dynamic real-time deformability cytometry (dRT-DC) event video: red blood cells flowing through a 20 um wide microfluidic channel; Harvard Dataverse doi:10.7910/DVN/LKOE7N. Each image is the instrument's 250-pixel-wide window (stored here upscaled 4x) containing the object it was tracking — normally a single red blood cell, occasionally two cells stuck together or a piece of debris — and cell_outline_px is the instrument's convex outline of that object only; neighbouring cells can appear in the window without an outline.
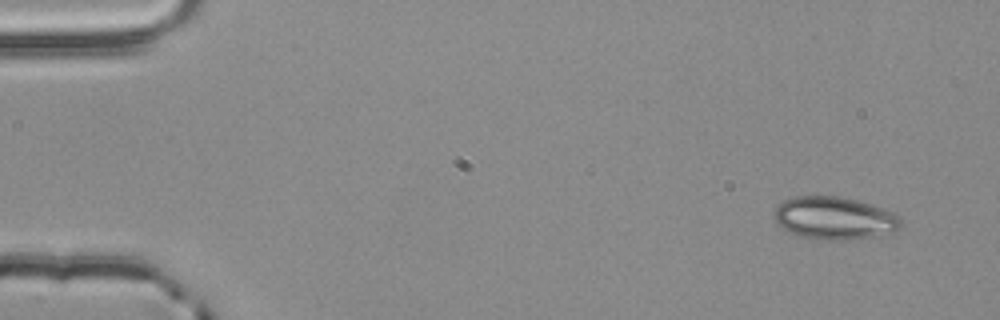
{"species": "common noctule bat (a hibernating species)", "species_latin": "Nyctalus noctula", "temperature_condition": "room temperature", "stored_images_in_passage": 4, "camera_frame_rate_fps": 3000, "um_per_image_px": 0.085, "animal": {"sex": "male", "body_mass_g": 20.4}, "frame": {"image": 1, "passage_image": 4, "time_ms": 1.0, "image_size_px": [1000, 320], "cell_outline_px": [[900, 228], [892, 232], [876, 236], [852, 240], [812, 240], [800, 236], [784, 228], [772, 216], [776, 208], [784, 200], [796, 196], [836, 196], [856, 200], [884, 208], [896, 212], [900, 216]], "centroid_in_image_um": [70.96, 18.55], "position_along_channel_um": 14.0, "area_um2": 31.67}}